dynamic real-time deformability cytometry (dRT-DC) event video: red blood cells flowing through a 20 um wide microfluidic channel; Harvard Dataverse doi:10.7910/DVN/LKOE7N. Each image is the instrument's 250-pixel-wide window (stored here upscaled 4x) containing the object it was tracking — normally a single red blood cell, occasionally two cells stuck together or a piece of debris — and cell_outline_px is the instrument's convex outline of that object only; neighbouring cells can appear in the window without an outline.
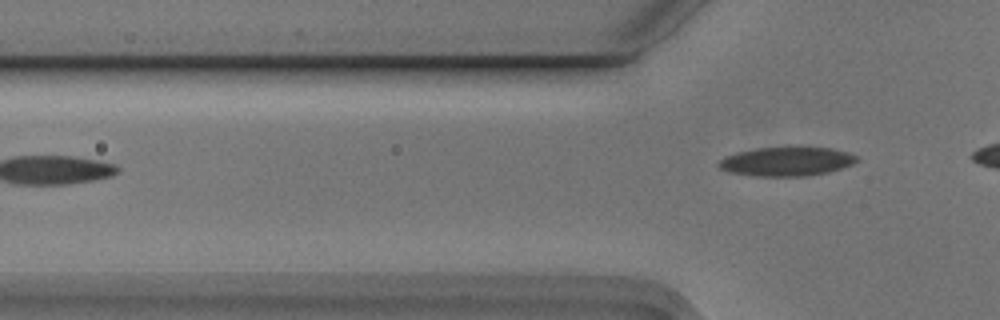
{"species": "Egyptian fruit bat (a non-hibernating species)", "species_latin": "Rousettus aegyptiacus", "temperature_condition": "cold", "stored_images_in_passage": 2, "camera_frame_rate_fps": 3000, "um_per_image_px": 0.085, "animal": {"sex": "male"}, "frame": {"image": 1, "passage_image": 2, "time_ms": 0.333, "image_size_px": [1000, 320], "cell_outline_px": [[860, 160], [852, 164], [828, 172], [804, 176], [756, 176], [728, 172], [720, 168], [716, 164], [724, 156], [756, 148], [832, 148], [848, 152], [856, 156]], "centroid_in_image_um": [66.85, 13.73], "position_along_channel_um": 59.0, "area_um2": 23.06}}